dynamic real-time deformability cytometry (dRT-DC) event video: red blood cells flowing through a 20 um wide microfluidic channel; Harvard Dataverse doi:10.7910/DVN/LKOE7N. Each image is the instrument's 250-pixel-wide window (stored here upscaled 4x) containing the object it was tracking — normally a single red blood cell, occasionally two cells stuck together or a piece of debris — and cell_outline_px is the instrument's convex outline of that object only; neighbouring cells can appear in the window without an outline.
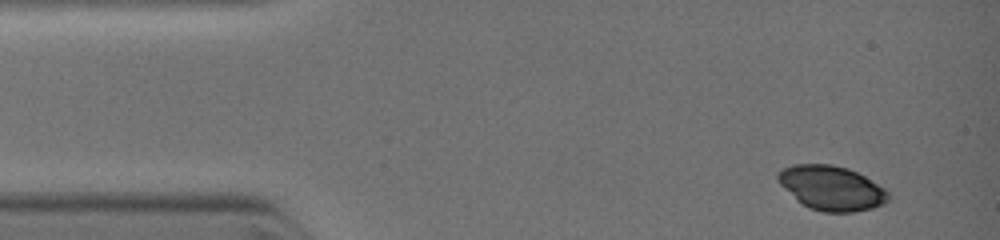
{"species": "common noctule bat (a hibernating species)", "species_latin": "Nyctalus noctula", "temperature_condition": "warm", "stored_images_in_passage": 8, "camera_frame_rate_fps": 3000, "um_per_image_px": 0.085, "animal": {"sex": "female", "body_mass_g": 19.0, "forearm_length_mm": 51.5}, "frame": {"image": 1, "passage_image": 1, "time_ms": 0.0, "image_size_px": [1000, 240], "cell_outline_px": [[888, 200], [884, 204], [872, 208], [852, 212], [824, 212], [808, 208], [796, 200], [776, 180], [776, 172], [792, 164], [832, 164], [848, 168], [864, 176], [884, 188], [888, 192]], "centroid_in_image_um": [70.64, 15.98], "position_along_channel_um": 14.4, "area_um2": 28.67}}
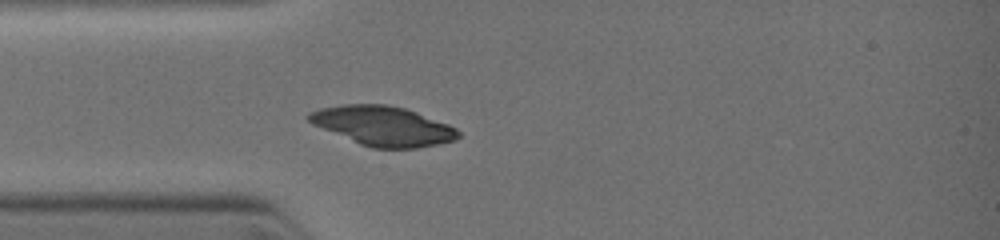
{"frame": {"image": 2, "passage_image": 6, "time_ms": 2.333, "image_size_px": [1000, 240], "cell_outline_px": [[460, 136], [456, 140], [416, 148], [372, 148], [360, 144], [312, 124], [308, 120], [308, 116], [312, 112], [320, 108], [344, 104], [388, 104], [404, 108], [416, 112], [448, 124], [456, 128], [460, 132]], "centroid_in_image_um": [32.57, 10.7], "position_along_channel_um": 52.4, "area_um2": 34.1}}